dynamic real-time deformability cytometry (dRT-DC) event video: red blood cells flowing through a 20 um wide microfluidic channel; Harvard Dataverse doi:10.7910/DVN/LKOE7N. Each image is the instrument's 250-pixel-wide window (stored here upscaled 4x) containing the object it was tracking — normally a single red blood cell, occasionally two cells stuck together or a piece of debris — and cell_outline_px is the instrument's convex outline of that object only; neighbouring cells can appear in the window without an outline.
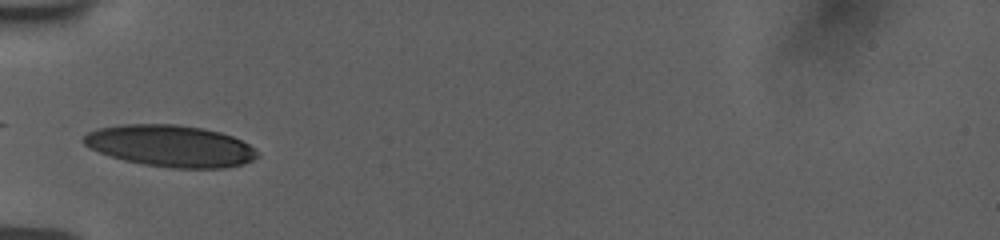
{"species": "human", "species_latin": "Homo sapiens", "temperature_condition": "room temperature", "stored_images_in_passage": 30, "camera_frame_rate_fps": 3000, "um_per_image_px": 0.085, "donor": {"sex": "female"}, "frame": {"image": 1, "passage_image": 1, "time_ms": 0.0, "image_size_px": [1000, 240], "cell_outline_px": [[260, 156], [244, 164], [224, 168], [172, 168], [144, 164], [124, 160], [100, 152], [84, 144], [80, 140], [88, 132], [96, 128], [124, 124], [176, 124], [200, 128], [220, 132], [232, 136], [248, 144], [260, 152]], "centroid_in_image_um": [14.51, 12.4], "position_along_channel_um": 70.5, "area_um2": 42.14}}
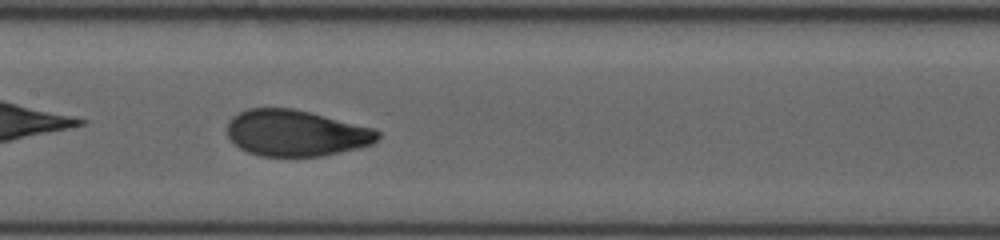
{"frame": {"image": 2, "passage_image": 13, "time_ms": 3.0, "image_size_px": [1000, 240], "cell_outline_px": [[380, 136], [372, 144], [324, 156], [260, 156], [248, 152], [240, 148], [228, 136], [228, 124], [232, 116], [248, 108], [292, 108], [376, 128], [380, 132]], "centroid_in_image_um": [25.17, 11.31], "position_along_channel_um": 182.2, "area_um2": 40.46}}
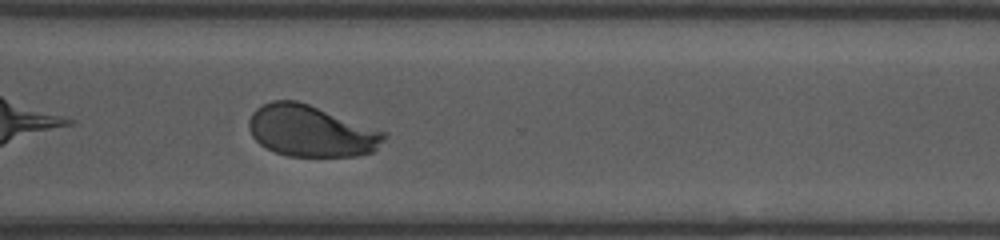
{"frame": {"image": 3, "passage_image": 29, "time_ms": 7.333, "image_size_px": [1000, 240], "cell_outline_px": [[384, 140], [372, 152], [356, 156], [288, 156], [276, 152], [260, 144], [252, 136], [248, 128], [248, 120], [252, 112], [256, 108], [272, 100], [296, 100], [308, 104], [384, 132]], "centroid_in_image_um": [26.37, 11.14], "position_along_channel_um": 344.2, "area_um2": 39.94}}